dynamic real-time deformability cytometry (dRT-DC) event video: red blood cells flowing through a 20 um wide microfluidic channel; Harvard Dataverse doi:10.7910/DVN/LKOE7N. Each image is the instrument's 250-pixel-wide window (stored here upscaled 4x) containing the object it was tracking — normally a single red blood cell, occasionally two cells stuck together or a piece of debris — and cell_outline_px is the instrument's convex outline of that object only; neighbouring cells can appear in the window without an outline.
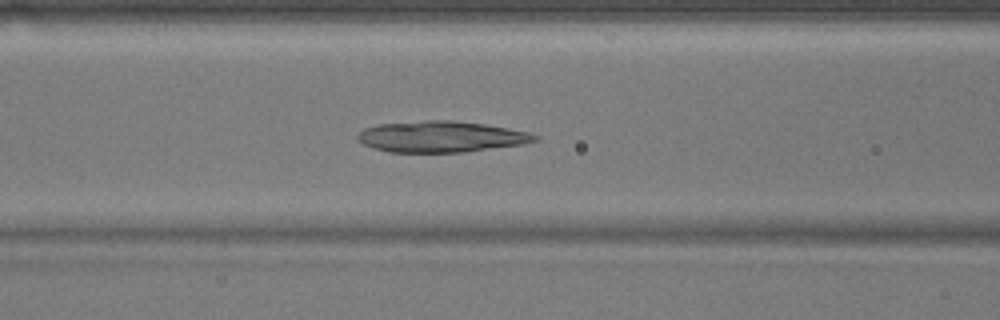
{"species": "common noctule bat (a hibernating species)", "species_latin": "Nyctalus noctula", "temperature_condition": "warm", "stored_images_in_passage": 44, "camera_frame_rate_fps": 3000, "um_per_image_px": 0.085, "animal": {"sex": "male", "body_mass_g": 17.9}, "frame": {"image": 1, "passage_image": 13, "time_ms": 4.0, "image_size_px": [1000, 320], "cell_outline_px": [[540, 140], [524, 144], [464, 152], [388, 152], [372, 148], [364, 144], [356, 136], [364, 128], [380, 124], [424, 120], [452, 120], [484, 124], [508, 128], [528, 132], [540, 136]], "centroid_in_image_um": [37.52, 11.62], "position_along_channel_um": 129.1, "area_um2": 32.19}}
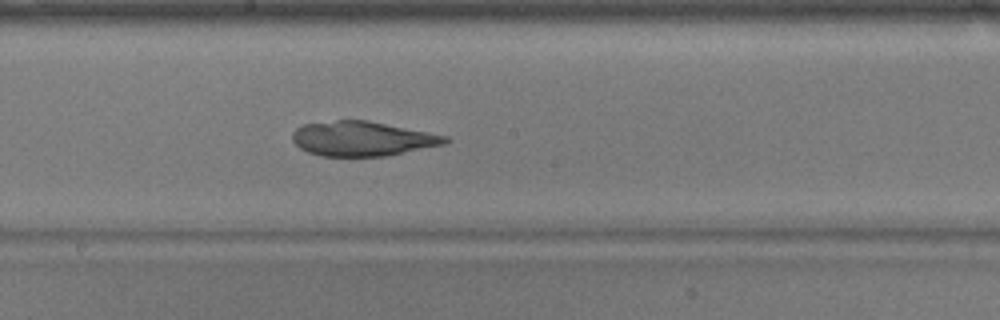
{"frame": {"image": 2, "passage_image": 20, "time_ms": 6.333, "image_size_px": [1000, 320], "cell_outline_px": [[452, 140], [444, 144], [384, 156], [320, 156], [308, 152], [300, 148], [292, 140], [292, 132], [296, 128], [304, 124], [336, 120], [368, 120], [448, 136]], "centroid_in_image_um": [30.78, 11.78], "position_along_channel_um": 217.4, "area_um2": 30.75}}
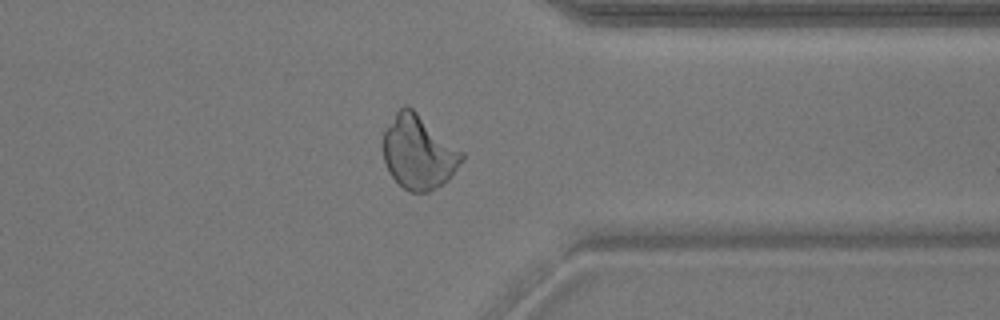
{"frame": {"image": 3, "passage_image": 33, "time_ms": 10.667, "image_size_px": [1000, 320], "cell_outline_px": [[464, 156], [452, 176], [448, 180], [428, 192], [408, 192], [388, 172], [384, 160], [384, 128], [396, 112], [404, 104], [408, 104], [464, 152]], "centroid_in_image_um": [35.57, 12.92], "position_along_channel_um": 375.8, "area_um2": 33.81}}